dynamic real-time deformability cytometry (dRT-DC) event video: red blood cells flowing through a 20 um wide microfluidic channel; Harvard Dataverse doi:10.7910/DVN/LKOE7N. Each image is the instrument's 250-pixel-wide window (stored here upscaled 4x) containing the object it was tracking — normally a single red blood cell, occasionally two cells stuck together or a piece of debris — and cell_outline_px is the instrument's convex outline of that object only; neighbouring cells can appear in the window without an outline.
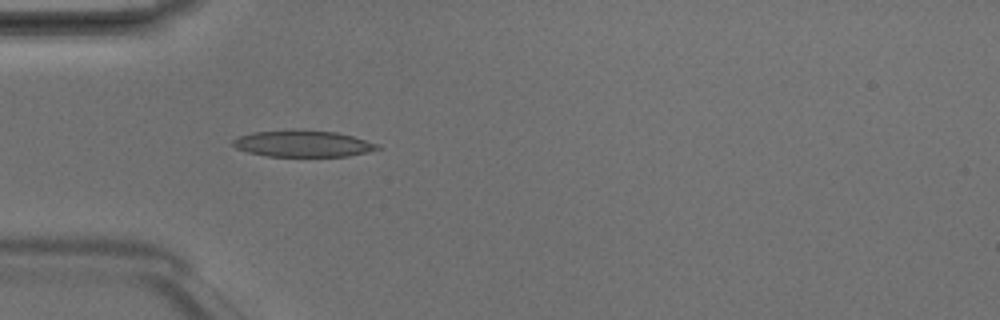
{"species": "Egyptian fruit bat (a non-hibernating species)", "species_latin": "Rousettus aegyptiacus", "temperature_condition": "room temperature", "stored_images_in_passage": 3, "camera_frame_rate_fps": 3000, "um_per_image_px": 0.085, "animal": {"sex": "male"}, "frame": {"image": 1, "passage_image": 3, "time_ms": 0.667, "image_size_px": [1000, 320], "cell_outline_px": [[384, 148], [368, 152], [348, 156], [268, 156], [248, 152], [236, 148], [232, 144], [232, 140], [240, 136], [252, 132], [292, 128], [336, 132], [352, 136], [380, 144]], "centroid_in_image_um": [25.77, 12.19], "position_along_channel_um": 59.2, "area_um2": 22.72}}